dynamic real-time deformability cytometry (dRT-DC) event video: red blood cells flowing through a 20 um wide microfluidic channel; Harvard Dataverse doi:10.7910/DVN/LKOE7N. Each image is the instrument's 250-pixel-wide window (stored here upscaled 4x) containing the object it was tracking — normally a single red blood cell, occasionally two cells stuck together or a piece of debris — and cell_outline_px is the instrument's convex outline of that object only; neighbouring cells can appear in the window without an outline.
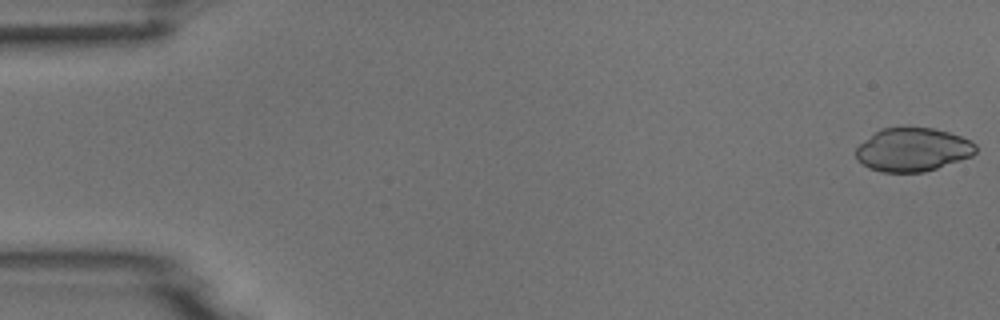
{"species": "common noctule bat (a hibernating species)", "species_latin": "Nyctalus noctula", "temperature_condition": "room temperature", "stored_images_in_passage": 53, "camera_frame_rate_fps": 3000, "um_per_image_px": 0.085, "animal": {"sex": "male", "body_mass_g": 18.8}, "frame": {"image": 1, "passage_image": 1, "time_ms": 0.0, "image_size_px": [1000, 320], "cell_outline_px": [[976, 152], [972, 156], [924, 172], [880, 172], [868, 168], [856, 156], [856, 148], [860, 144], [880, 128], [932, 128], [948, 132], [972, 140], [976, 144]], "centroid_in_image_um": [77.6, 12.72], "position_along_channel_um": 7.4, "area_um2": 30.11}}
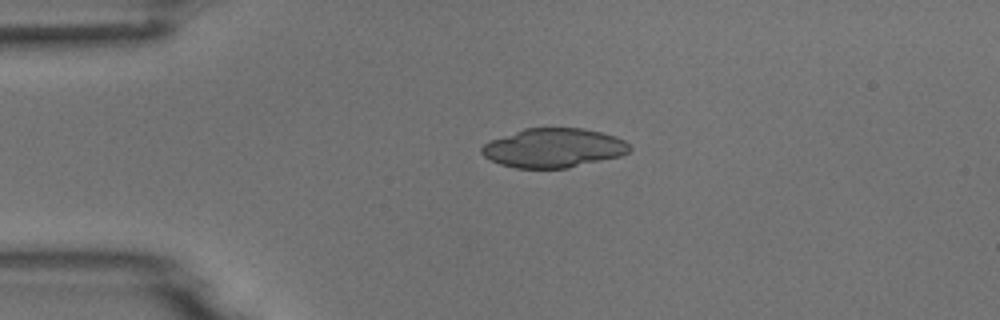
{"frame": {"image": 2, "passage_image": 12, "time_ms": 3.667, "image_size_px": [1000, 320], "cell_outline_px": [[632, 148], [628, 152], [620, 156], [568, 168], [516, 168], [500, 164], [484, 156], [480, 152], [480, 148], [484, 144], [492, 140], [524, 128], [584, 128], [616, 136], [624, 140]], "centroid_in_image_um": [47.06, 12.57], "position_along_channel_um": 37.9, "area_um2": 33.64}}